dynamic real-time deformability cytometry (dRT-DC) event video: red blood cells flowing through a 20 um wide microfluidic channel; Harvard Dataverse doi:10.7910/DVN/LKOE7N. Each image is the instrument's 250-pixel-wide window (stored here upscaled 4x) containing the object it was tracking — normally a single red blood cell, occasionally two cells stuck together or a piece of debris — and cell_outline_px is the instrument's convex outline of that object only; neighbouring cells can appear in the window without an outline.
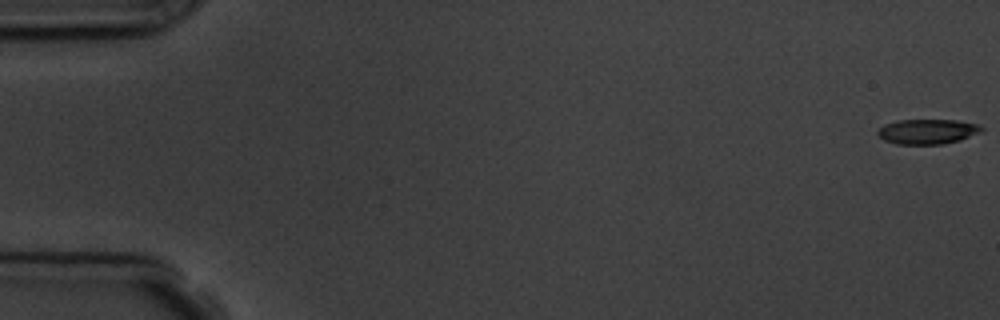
{"species": "common noctule bat (a hibernating species)", "species_latin": "Nyctalus noctula", "temperature_condition": "room temperature", "stored_images_in_passage": 5, "camera_frame_rate_fps": 3000, "um_per_image_px": 0.085, "animal": {"sex": "male", "body_mass_g": 19.5, "forearm_length_mm": 54.6}, "frame": {"image": 1, "passage_image": 1, "time_ms": 0.0, "image_size_px": [1000, 320], "cell_outline_px": [[984, 128], [980, 132], [960, 140], [944, 144], [896, 144], [884, 140], [876, 132], [884, 124], [896, 120], [956, 120], [980, 124]], "centroid_in_image_um": [78.84, 11.17], "position_along_channel_um": 6.2, "area_um2": 15.14}}
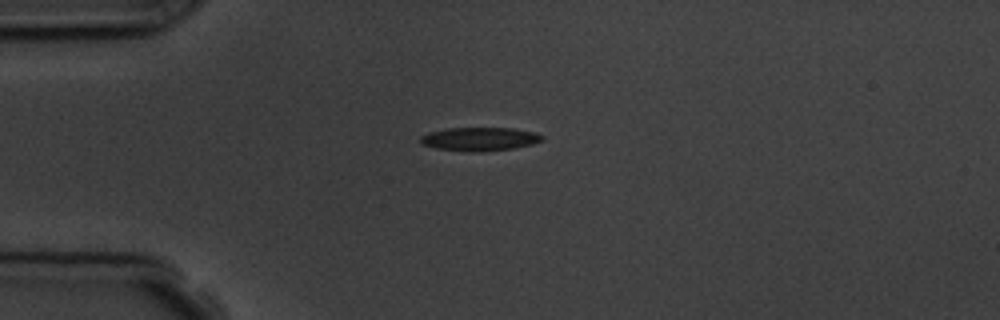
{"frame": {"image": 2, "passage_image": 5, "time_ms": 4.667, "image_size_px": [1000, 320], "cell_outline_px": [[544, 140], [532, 144], [512, 148], [480, 152], [468, 152], [436, 148], [420, 144], [420, 136], [428, 132], [448, 128], [512, 128], [536, 132], [544, 136]], "centroid_in_image_um": [40.76, 11.82], "position_along_channel_um": 44.2, "area_um2": 16.82}}